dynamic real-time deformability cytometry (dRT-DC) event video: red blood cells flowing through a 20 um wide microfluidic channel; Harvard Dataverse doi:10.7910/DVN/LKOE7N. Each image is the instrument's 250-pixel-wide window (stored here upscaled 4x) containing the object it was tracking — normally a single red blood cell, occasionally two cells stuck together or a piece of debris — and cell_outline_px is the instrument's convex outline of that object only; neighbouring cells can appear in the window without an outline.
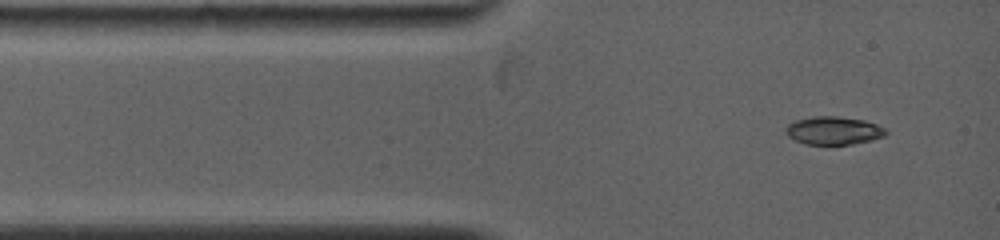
{"species": "common noctule bat (a hibernating species)", "species_latin": "Nyctalus noctula", "temperature_condition": "warm", "stored_images_in_passage": 46, "camera_frame_rate_fps": 5000, "um_per_image_px": 0.085, "animal": {"sex": "female", "body_mass_g": 19.0, "forearm_length_mm": 53.3}, "frame": {"image": 1, "passage_image": 1, "time_ms": 0.0, "image_size_px": [1000, 240], "cell_outline_px": [[888, 132], [884, 136], [872, 140], [852, 144], [804, 144], [788, 136], [784, 132], [784, 128], [788, 124], [796, 120], [816, 116], [836, 116], [864, 120], [876, 124], [884, 128]], "centroid_in_image_um": [70.84, 11.1], "position_along_channel_um": 14.2, "area_um2": 16.36}}
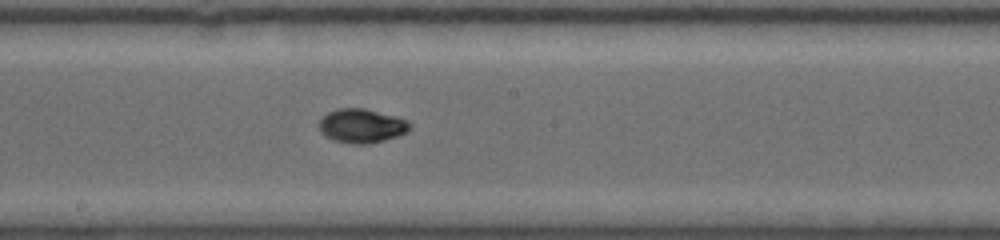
{"frame": {"image": 2, "passage_image": 25, "time_ms": 5.8, "image_size_px": [1000, 240], "cell_outline_px": [[412, 128], [408, 132], [384, 140], [368, 144], [352, 144], [332, 140], [324, 136], [320, 132], [316, 124], [328, 112], [340, 108], [364, 108], [396, 116], [408, 120], [412, 124]], "centroid_in_image_um": [30.73, 10.7], "position_along_channel_um": 217.5, "area_um2": 18.32}}
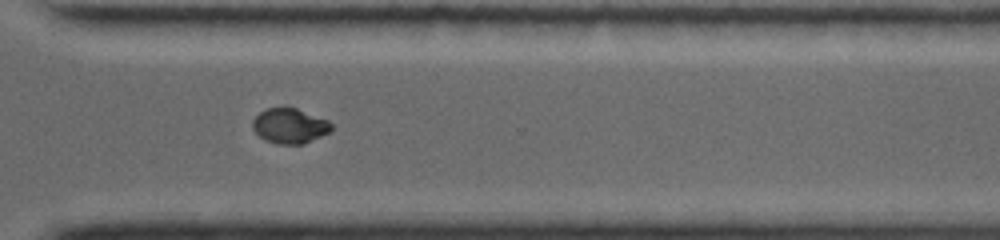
{"frame": {"image": 3, "passage_image": 44, "time_ms": 9.0, "image_size_px": [1000, 240], "cell_outline_px": [[332, 128], [328, 132], [304, 144], [276, 144], [260, 136], [252, 128], [252, 120], [260, 112], [268, 108], [280, 104], [284, 104], [296, 108], [328, 120], [332, 124]], "centroid_in_image_um": [24.6, 10.65], "position_along_channel_um": 346.0, "area_um2": 16.3}, "authors_computed_cell_mechanics": {"area_um2": 16.8776, "velocity_mm_per_s": 4.0066, "shape_relaxation_time_tau1_ms": 9.7145, "shape_relaxation_time_tau2_ms": null, "deformation_change_tau1": 0.3144, "deformation_change_tau2": null}}